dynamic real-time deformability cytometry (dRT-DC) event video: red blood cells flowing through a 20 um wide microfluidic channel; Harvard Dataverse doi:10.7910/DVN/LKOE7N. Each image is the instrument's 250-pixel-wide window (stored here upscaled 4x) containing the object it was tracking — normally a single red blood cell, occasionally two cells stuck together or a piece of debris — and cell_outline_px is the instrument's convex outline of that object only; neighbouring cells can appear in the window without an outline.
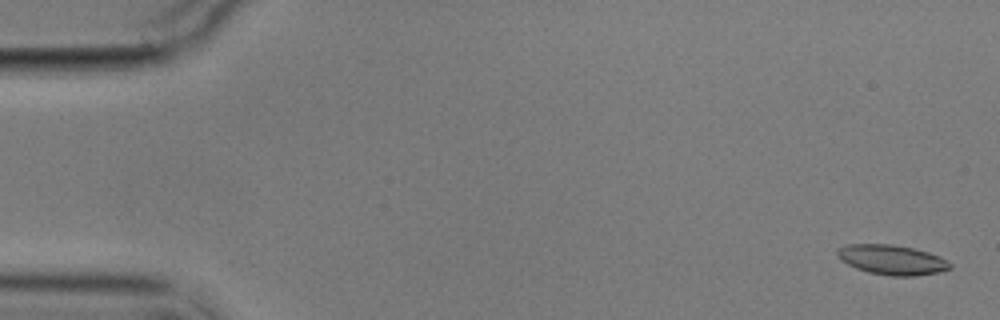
{"species": "common noctule bat (a hibernating species)", "species_latin": "Nyctalus noctula", "temperature_condition": "cold", "stored_images_in_passage": 5, "camera_frame_rate_fps": 3000, "um_per_image_px": 0.085, "animal": {"sex": "male", "body_mass_g": 17.9}, "frame": {"image": 1, "passage_image": 1, "time_ms": 0.0, "image_size_px": [1000, 320], "cell_outline_px": [[952, 268], [940, 272], [916, 276], [888, 276], [868, 272], [856, 268], [840, 260], [836, 252], [836, 248], [848, 244], [892, 244], [912, 248], [928, 252], [940, 256], [952, 264]], "centroid_in_image_um": [75.81, 22.08], "position_along_channel_um": 9.2, "area_um2": 19.77}}
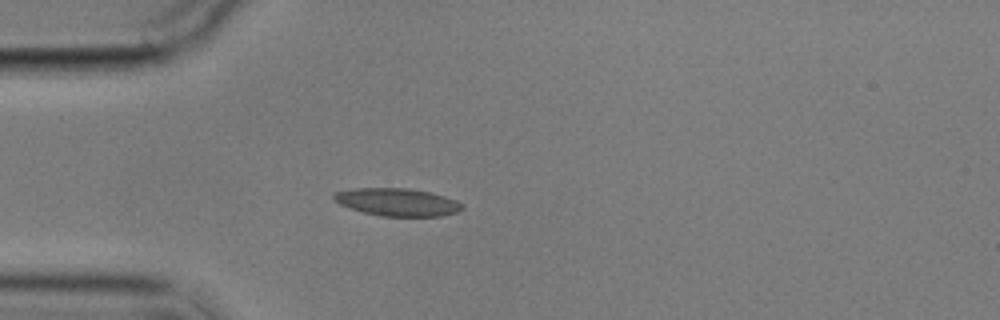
{"frame": {"image": 2, "passage_image": 5, "time_ms": 4.667, "image_size_px": [1000, 320], "cell_outline_px": [[464, 208], [456, 212], [440, 216], [380, 216], [364, 212], [340, 204], [332, 196], [332, 192], [352, 188], [408, 188], [428, 192], [444, 196], [456, 200], [464, 204]], "centroid_in_image_um": [33.77, 17.17], "position_along_channel_um": 51.2, "area_um2": 20.63}}